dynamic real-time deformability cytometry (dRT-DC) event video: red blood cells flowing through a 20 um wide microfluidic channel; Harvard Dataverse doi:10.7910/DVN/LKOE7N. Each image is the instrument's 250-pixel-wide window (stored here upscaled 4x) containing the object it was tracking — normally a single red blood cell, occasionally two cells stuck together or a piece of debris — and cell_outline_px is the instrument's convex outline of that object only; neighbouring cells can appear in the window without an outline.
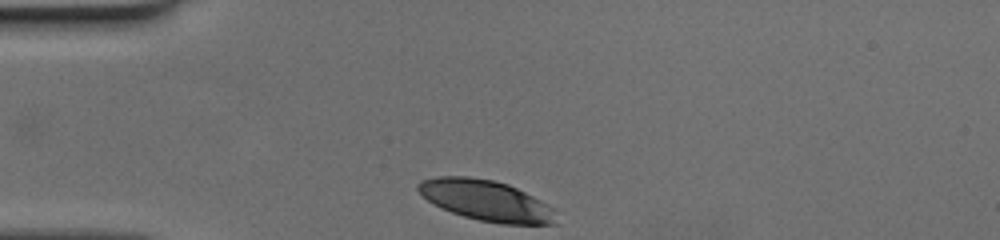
{"species": "human", "species_latin": "Homo sapiens", "temperature_condition": "cold", "stored_images_in_passage": 28, "camera_frame_rate_fps": 3000, "um_per_image_px": 0.085, "donor": {"sex": "female"}, "frame": {"image": 1, "passage_image": 1, "time_ms": 0.0, "image_size_px": [1000, 240], "cell_outline_px": [[556, 224], [500, 224], [480, 220], [464, 216], [440, 208], [428, 200], [416, 188], [416, 184], [424, 180], [436, 176], [468, 176], [492, 180], [508, 184], [540, 200], [552, 208]], "centroid_in_image_um": [41.28, 17.04], "position_along_channel_um": 43.7, "area_um2": 32.31}}
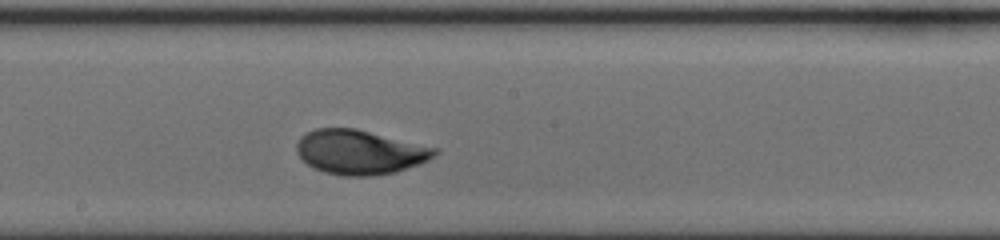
{"frame": {"image": 2, "passage_image": 16, "time_ms": 5.0, "image_size_px": [1000, 240], "cell_outline_px": [[440, 152], [428, 160], [420, 164], [396, 172], [376, 176], [344, 176], [324, 172], [308, 164], [296, 152], [296, 144], [300, 136], [316, 128], [356, 128], [440, 148]], "centroid_in_image_um": [30.63, 12.92], "position_along_channel_um": 217.6, "area_um2": 36.07}}
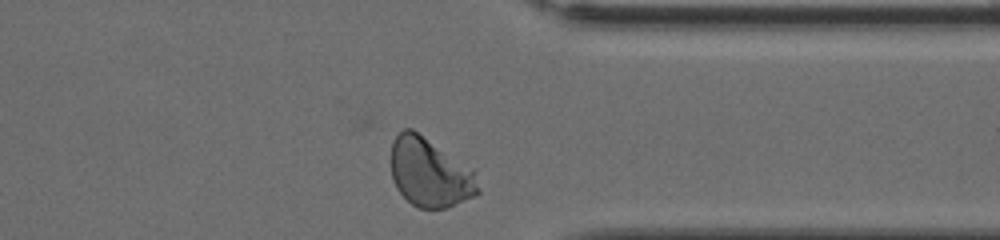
{"frame": {"image": 3, "passage_image": 28, "time_ms": 9.0, "image_size_px": [1000, 240], "cell_outline_px": [[480, 192], [476, 196], [444, 208], [420, 208], [412, 204], [396, 188], [392, 180], [392, 140], [404, 128], [412, 128], [476, 168]], "centroid_in_image_um": [36.6, 14.64], "position_along_channel_um": 374.8, "area_um2": 35.6}}